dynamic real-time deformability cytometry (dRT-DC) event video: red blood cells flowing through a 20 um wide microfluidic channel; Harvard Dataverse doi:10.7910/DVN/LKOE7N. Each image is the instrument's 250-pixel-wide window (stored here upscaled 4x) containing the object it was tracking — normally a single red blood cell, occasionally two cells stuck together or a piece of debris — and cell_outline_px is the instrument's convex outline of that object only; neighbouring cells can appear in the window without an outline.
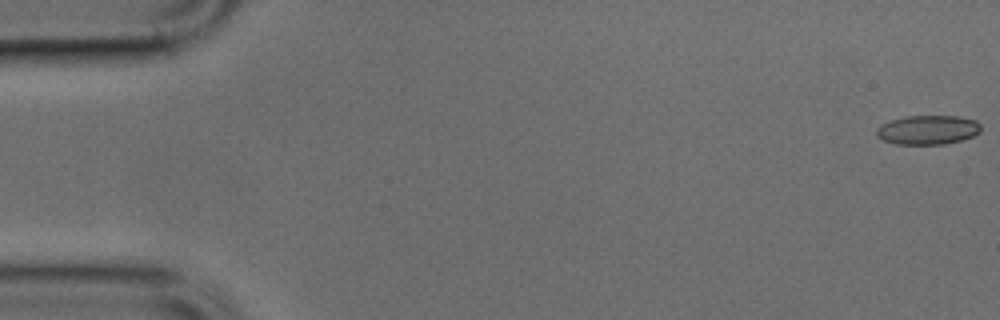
{"species": "common noctule bat (a hibernating species)", "species_latin": "Nyctalus noctula", "temperature_condition": "cold", "stored_images_in_passage": 50, "camera_frame_rate_fps": 3000, "um_per_image_px": 0.085, "animal": {"sex": "male", "body_mass_g": 17.9, "forearm_length_mm": 54.2}, "frame": {"image": 1, "passage_image": 1, "time_ms": 0.0, "image_size_px": [1000, 320], "cell_outline_px": [[980, 132], [972, 136], [960, 140], [944, 144], [896, 144], [884, 140], [876, 136], [876, 128], [880, 124], [892, 120], [908, 116], [956, 116], [976, 120], [980, 124]], "centroid_in_image_um": [78.84, 11.04], "position_along_channel_um": 6.2, "area_um2": 17.69}}
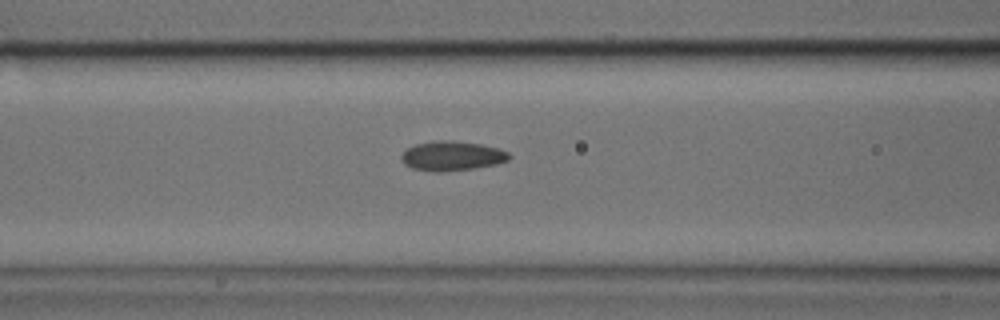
{"frame": {"image": 2, "passage_image": 20, "time_ms": 6.333, "image_size_px": [1000, 320], "cell_outline_px": [[512, 156], [508, 160], [496, 164], [472, 168], [440, 172], [436, 172], [412, 168], [404, 164], [400, 156], [408, 148], [416, 144], [440, 140], [452, 140], [480, 144], [496, 148], [508, 152]], "centroid_in_image_um": [38.41, 13.25], "position_along_channel_um": 128.2, "area_um2": 18.32}}
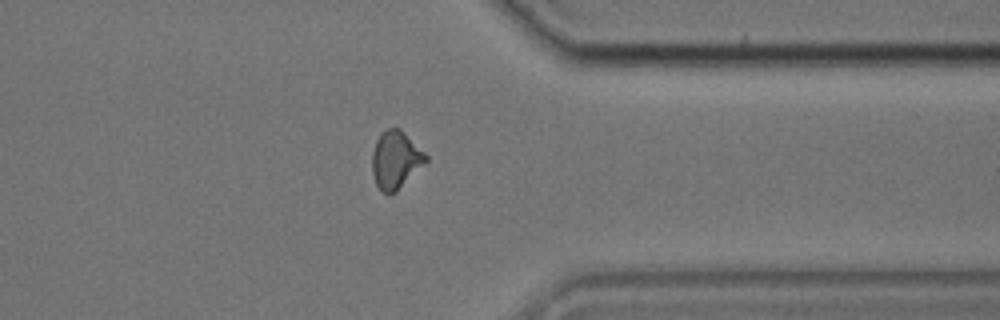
{"frame": {"image": 3, "passage_image": 39, "time_ms": 12.667, "image_size_px": [1000, 320], "cell_outline_px": [[428, 160], [396, 192], [388, 196], [380, 192], [372, 176], [372, 152], [376, 140], [380, 132], [388, 128], [400, 128], [428, 156]], "centroid_in_image_um": [33.59, 13.61], "position_along_channel_um": 377.8, "area_um2": 18.26}}